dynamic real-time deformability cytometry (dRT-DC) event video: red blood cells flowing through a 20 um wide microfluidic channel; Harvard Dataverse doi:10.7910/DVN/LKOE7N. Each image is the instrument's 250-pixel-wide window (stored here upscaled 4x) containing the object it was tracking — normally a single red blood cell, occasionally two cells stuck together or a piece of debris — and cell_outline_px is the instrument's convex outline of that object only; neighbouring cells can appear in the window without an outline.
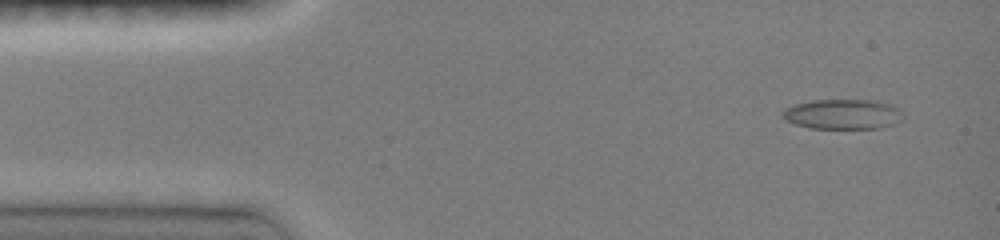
{"species": "common noctule bat (a hibernating species)", "species_latin": "Nyctalus noctula", "temperature_condition": "room temperature", "stored_images_in_passage": 37, "camera_frame_rate_fps": 3000, "um_per_image_px": 0.085, "animal": {"sex": "female", "body_mass_g": 19.0, "forearm_length_mm": 51.5}, "frame": {"image": 1, "passage_image": 2, "time_ms": 0.667, "image_size_px": [1000, 240], "cell_outline_px": [[904, 116], [900, 120], [892, 124], [880, 128], [808, 128], [796, 124], [780, 116], [780, 112], [784, 108], [796, 104], [812, 100], [876, 100], [892, 104]], "centroid_in_image_um": [71.6, 9.7], "position_along_channel_um": 13.4, "area_um2": 21.04}}
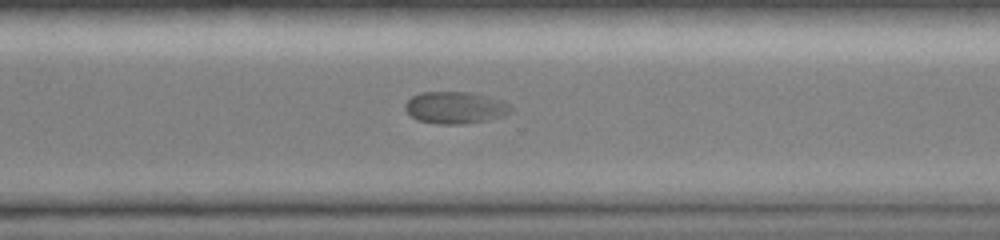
{"frame": {"image": 2, "passage_image": 26, "time_ms": 11.0, "image_size_px": [1000, 240], "cell_outline_px": [[512, 112], [504, 116], [488, 120], [464, 124], [436, 124], [416, 120], [404, 108], [404, 104], [412, 96], [420, 92], [476, 92], [500, 100], [508, 104], [512, 108]], "centroid_in_image_um": [38.7, 9.15], "position_along_channel_um": 331.9, "area_um2": 19.94}}
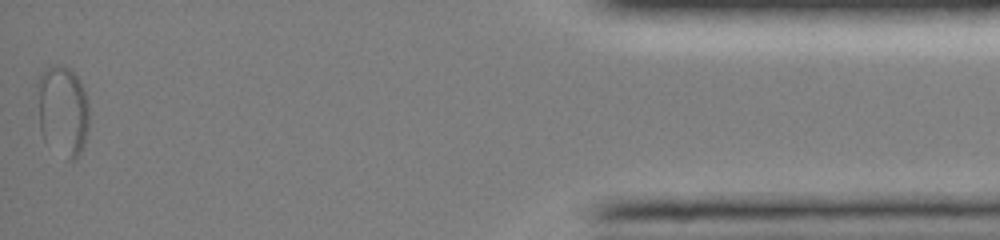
{"frame": {"image": 3, "passage_image": 37, "time_ms": 15.333, "image_size_px": [1000, 240], "cell_outline_px": [[88, 128], [84, 144], [80, 152], [72, 160], [68, 160], [44, 140], [40, 132], [40, 72], [44, 68], [52, 64], [64, 64], [72, 68], [80, 80], [84, 88], [88, 100]], "centroid_in_image_um": [5.38, 9.35], "position_along_channel_um": 429.8, "area_um2": 27.17}, "authors_computed_cell_mechanics": {"area_um2": 19.4208, "velocity_mm_per_s": 3.982, "shape_relaxation_time_tau1_ms": null, "shape_relaxation_time_tau2_ms": 1.5176, "deformation_change_tau1": null, "deformation_change_tau2": 0.0387}}